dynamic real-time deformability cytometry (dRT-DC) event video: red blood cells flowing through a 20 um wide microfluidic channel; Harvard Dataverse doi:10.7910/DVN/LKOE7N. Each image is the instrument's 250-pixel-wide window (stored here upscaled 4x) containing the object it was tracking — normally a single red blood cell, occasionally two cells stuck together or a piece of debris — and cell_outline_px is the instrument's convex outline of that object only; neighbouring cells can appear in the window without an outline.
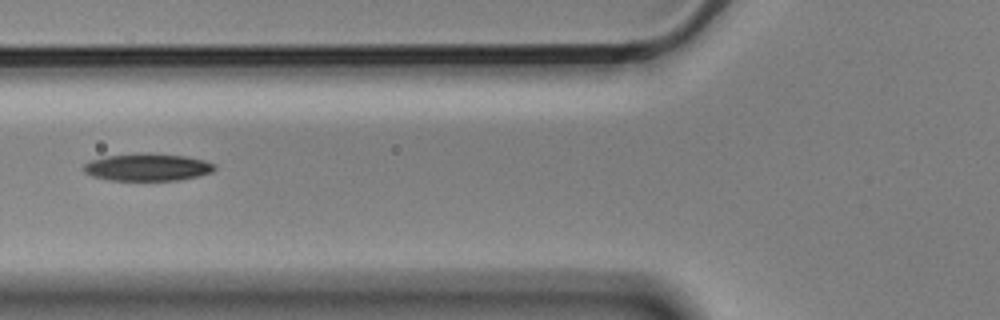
{"species": "Egyptian fruit bat (a non-hibernating species)", "species_latin": "Rousettus aegyptiacus", "temperature_condition": "cold", "stored_images_in_passage": 5, "camera_frame_rate_fps": 3000, "um_per_image_px": 0.085, "animal": {"sex": "male"}, "frame": {"image": 1, "passage_image": 5, "time_ms": 1.333, "image_size_px": [1000, 320], "cell_outline_px": [[216, 168], [212, 172], [196, 176], [176, 180], [108, 180], [92, 176], [84, 172], [80, 168], [84, 164], [92, 160], [104, 156], [140, 152], [148, 152], [184, 156], [204, 160], [216, 164]], "centroid_in_image_um": [12.49, 14.19], "position_along_channel_um": 113.3, "area_um2": 21.1}}